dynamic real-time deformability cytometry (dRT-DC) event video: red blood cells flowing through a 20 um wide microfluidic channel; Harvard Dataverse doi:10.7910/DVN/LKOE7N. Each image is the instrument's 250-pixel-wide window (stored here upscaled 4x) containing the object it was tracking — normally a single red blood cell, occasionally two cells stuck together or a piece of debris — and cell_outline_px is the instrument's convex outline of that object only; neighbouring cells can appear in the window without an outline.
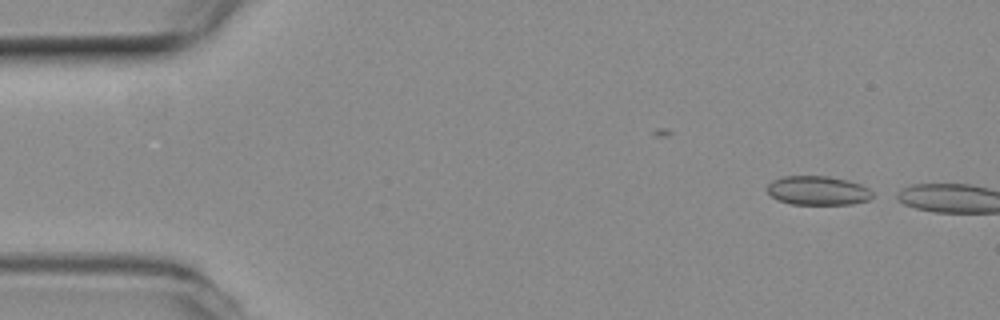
{"species": "common noctule bat (a hibernating species)", "species_latin": "Nyctalus noctula", "temperature_condition": "room temperature", "stored_images_in_passage": 11, "camera_frame_rate_fps": 3000, "um_per_image_px": 0.085, "animal": {"sex": "female", "body_mass_g": 19.3, "forearm_length_mm": 54.1}, "frame": {"image": 1, "passage_image": 1, "time_ms": 0.0, "image_size_px": [1000, 320], "cell_outline_px": [[872, 196], [868, 200], [852, 204], [792, 204], [780, 200], [772, 196], [764, 188], [772, 180], [784, 176], [828, 176], [860, 184], [868, 188], [872, 192]], "centroid_in_image_um": [69.48, 16.19], "position_along_channel_um": 15.5, "area_um2": 17.69}}